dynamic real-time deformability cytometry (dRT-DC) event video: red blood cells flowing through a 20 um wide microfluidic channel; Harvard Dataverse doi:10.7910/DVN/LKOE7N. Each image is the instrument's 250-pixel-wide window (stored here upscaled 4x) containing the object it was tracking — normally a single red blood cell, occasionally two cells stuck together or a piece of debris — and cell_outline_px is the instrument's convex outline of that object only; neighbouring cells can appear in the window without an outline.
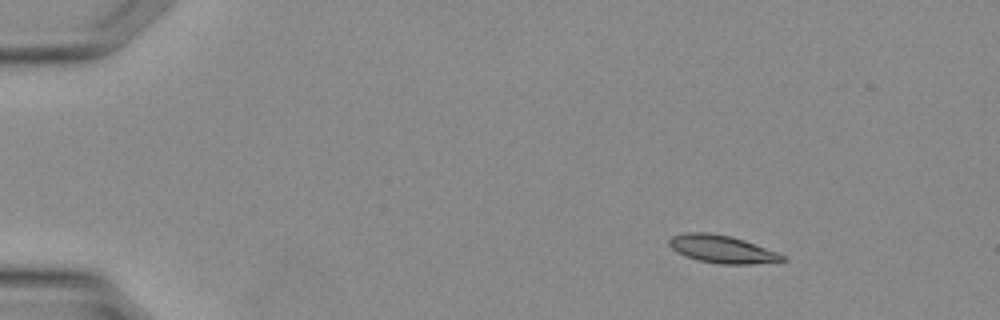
{"species": "Egyptian fruit bat (a non-hibernating species)", "species_latin": "Rousettus aegyptiacus", "temperature_condition": "warm", "stored_images_in_passage": 12, "camera_frame_rate_fps": 3000, "um_per_image_px": 0.085, "animal": {"sex": "female"}, "frame": {"image": 1, "passage_image": 3, "time_ms": 0.667, "image_size_px": [1000, 320], "cell_outline_px": [[788, 260], [752, 264], [720, 264], [700, 260], [684, 256], [676, 252], [668, 244], [668, 240], [672, 236], [684, 232], [708, 232], [732, 236], [780, 252]], "centroid_in_image_um": [61.38, 21.17], "position_along_channel_um": 23.6, "area_um2": 18.5}}
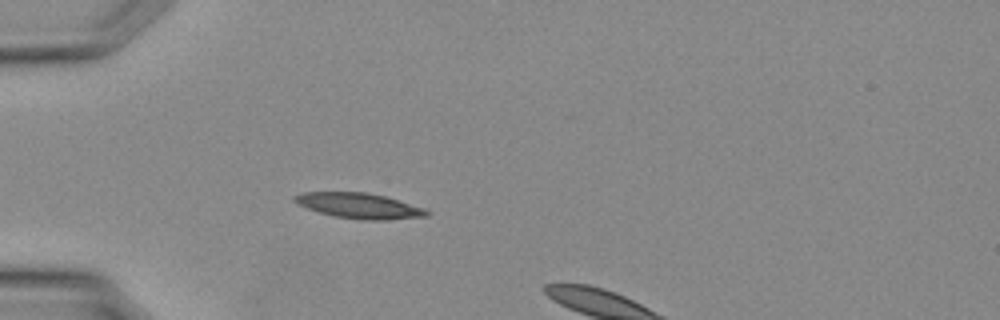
{"frame": {"image": 2, "passage_image": 9, "time_ms": 2.667, "image_size_px": [1000, 320], "cell_outline_px": [[432, 212], [428, 216], [388, 220], [364, 220], [336, 216], [320, 212], [308, 208], [292, 200], [292, 196], [304, 192], [368, 192], [384, 196], [424, 208]], "centroid_in_image_um": [30.56, 17.48], "position_along_channel_um": 54.4, "area_um2": 19.42}}